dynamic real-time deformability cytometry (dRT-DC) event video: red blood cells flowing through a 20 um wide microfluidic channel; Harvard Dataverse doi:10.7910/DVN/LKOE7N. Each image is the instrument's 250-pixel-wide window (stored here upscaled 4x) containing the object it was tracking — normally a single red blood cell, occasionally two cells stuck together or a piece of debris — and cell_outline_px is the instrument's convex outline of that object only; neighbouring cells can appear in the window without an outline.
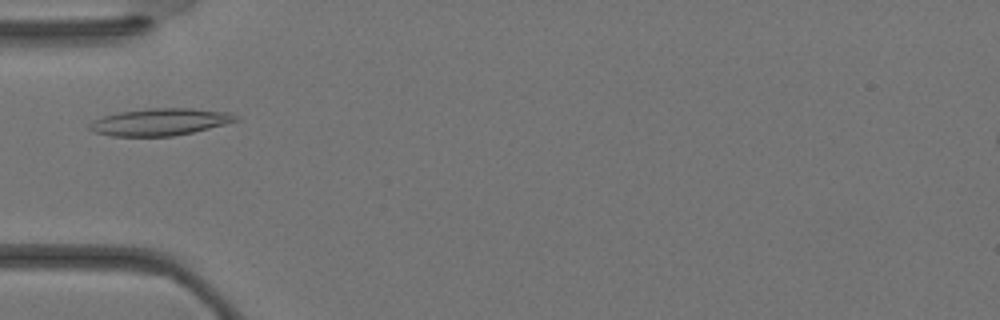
{"species": "Egyptian fruit bat (a non-hibernating species)", "species_latin": "Rousettus aegyptiacus", "temperature_condition": "warm", "stored_images_in_passage": 35, "camera_frame_rate_fps": 3000, "um_per_image_px": 0.085, "animal": {"sex": "female"}, "frame": {"image": 1, "passage_image": 11, "time_ms": 3.333, "image_size_px": [1000, 320], "cell_outline_px": [[240, 120], [192, 132], [172, 136], [112, 136], [96, 132], [88, 128], [88, 124], [92, 120], [104, 116], [120, 112], [148, 108], [192, 108], [232, 112], [240, 116]], "centroid_in_image_um": [13.64, 10.35], "position_along_channel_um": 71.4, "area_um2": 23.12}}
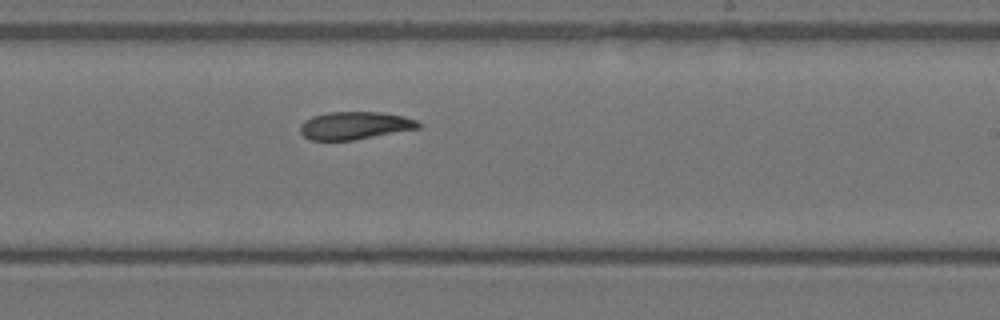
{"frame": {"image": 2, "passage_image": 21, "time_ms": 6.667, "image_size_px": [1000, 320], "cell_outline_px": [[420, 128], [352, 140], [308, 140], [300, 132], [300, 124], [304, 120], [312, 116], [332, 112], [380, 112], [404, 116], [416, 120], [420, 124]], "centroid_in_image_um": [30.13, 10.67], "position_along_channel_um": 258.9, "area_um2": 19.02}}
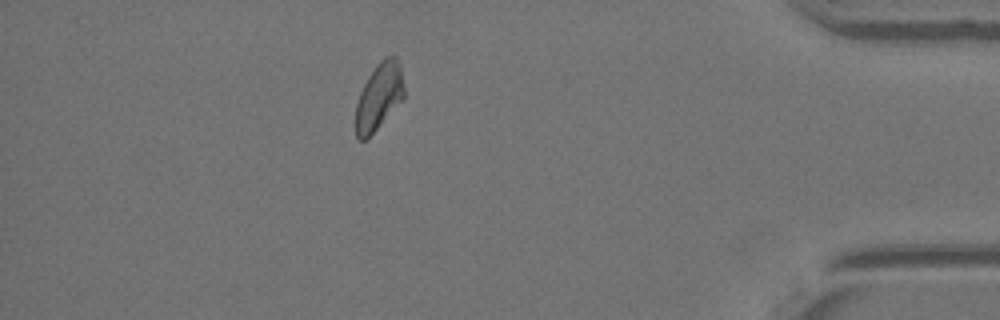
{"frame": {"image": 3, "passage_image": 31, "time_ms": 10.0, "image_size_px": [1000, 320], "cell_outline_px": [[404, 96], [376, 128], [364, 140], [360, 140], [356, 136], [356, 104], [360, 92], [368, 76], [376, 64], [384, 56], [396, 56], [400, 64], [404, 88]], "centroid_in_image_um": [32.2, 8.13], "position_along_channel_um": 403.0, "area_um2": 18.32}}